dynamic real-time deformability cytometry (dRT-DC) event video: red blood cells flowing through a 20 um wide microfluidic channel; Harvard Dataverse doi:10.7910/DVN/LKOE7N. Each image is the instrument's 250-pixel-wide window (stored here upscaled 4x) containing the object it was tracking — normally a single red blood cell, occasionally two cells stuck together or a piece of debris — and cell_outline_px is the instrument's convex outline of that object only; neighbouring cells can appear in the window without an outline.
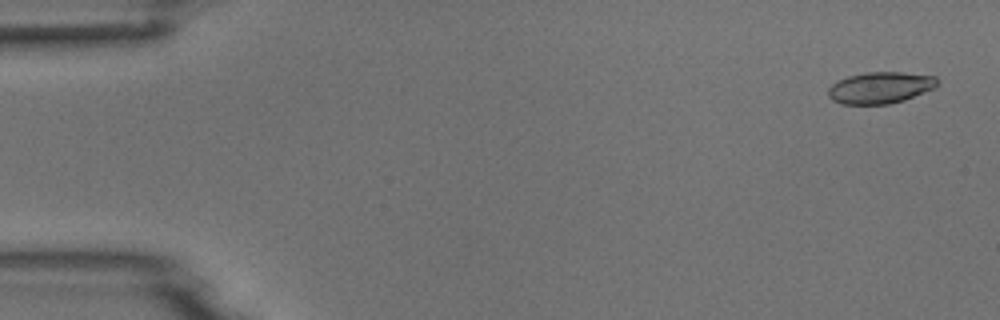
{"species": "common noctule bat (a hibernating species)", "species_latin": "Nyctalus noctula", "temperature_condition": "room temperature", "stored_images_in_passage": 4, "camera_frame_rate_fps": 3000, "um_per_image_px": 0.085, "animal": {"sex": "male", "body_mass_g": 18.8}, "frame": {"image": 1, "passage_image": 1, "time_ms": 0.0, "image_size_px": [1000, 320], "cell_outline_px": [[936, 88], [904, 100], [888, 104], [840, 104], [832, 100], [828, 96], [828, 88], [836, 80], [848, 76], [864, 72], [904, 72], [936, 76]], "centroid_in_image_um": [74.79, 7.45], "position_along_channel_um": 10.2, "area_um2": 20.23}}